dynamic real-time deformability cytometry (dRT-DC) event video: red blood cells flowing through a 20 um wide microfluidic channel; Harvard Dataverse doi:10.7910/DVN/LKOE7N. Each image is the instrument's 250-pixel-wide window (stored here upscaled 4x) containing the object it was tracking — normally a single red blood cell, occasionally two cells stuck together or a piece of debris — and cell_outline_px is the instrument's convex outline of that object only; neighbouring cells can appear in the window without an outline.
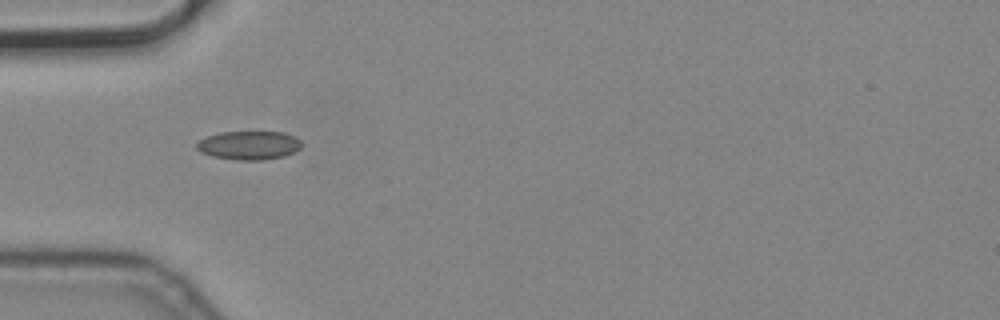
{"species": "common noctule bat (a hibernating species)", "species_latin": "Nyctalus noctula", "temperature_condition": "cold", "stored_images_in_passage": 6, "camera_frame_rate_fps": 3000, "um_per_image_px": 0.085, "animal": {"sex": "male", "body_mass_g": 19.2, "forearm_length_mm": 51.8}, "frame": {"image": 1, "passage_image": 1, "time_ms": 0.0, "image_size_px": [1000, 320], "cell_outline_px": [[300, 148], [284, 156], [264, 160], [236, 160], [212, 156], [200, 152], [196, 148], [196, 144], [200, 140], [208, 136], [220, 132], [284, 132], [300, 140]], "centroid_in_image_um": [21.13, 12.35], "position_along_channel_um": 63.9, "area_um2": 17.4}}
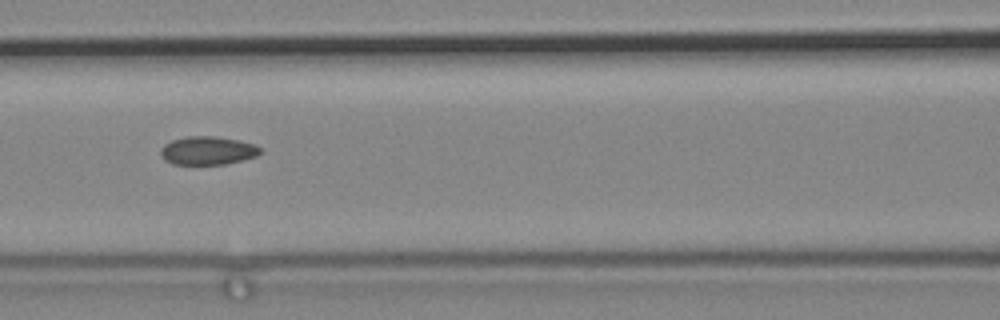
{"frame": {"image": 2, "passage_image": 3, "time_ms": 0.667, "image_size_px": [1000, 320], "cell_outline_px": [[260, 152], [256, 156], [224, 164], [172, 164], [164, 160], [160, 156], [160, 148], [164, 144], [172, 140], [188, 136], [216, 136], [240, 140], [256, 144], [260, 148]], "centroid_in_image_um": [17.62, 12.79], "position_along_channel_um": 149.0, "area_um2": 16.53}}
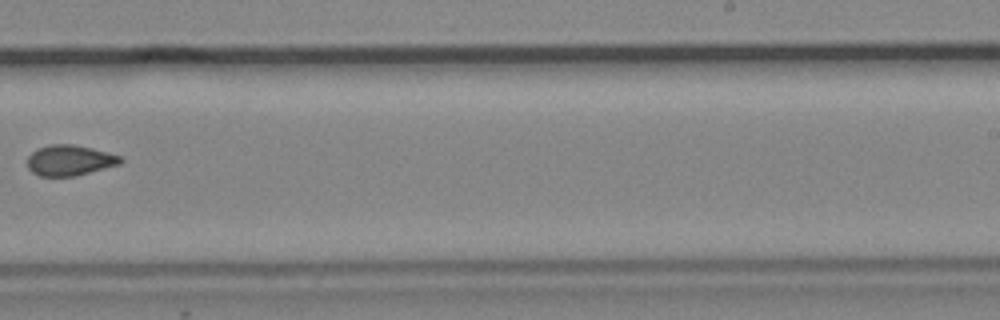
{"frame": {"image": 3, "passage_image": 6, "time_ms": 1.667, "image_size_px": [1000, 320], "cell_outline_px": [[124, 160], [120, 164], [76, 176], [40, 176], [32, 172], [28, 168], [28, 156], [32, 152], [40, 148], [52, 144], [72, 144], [92, 148], [108, 152], [120, 156]], "centroid_in_image_um": [5.94, 13.63], "position_along_channel_um": 283.1, "area_um2": 16.53}}